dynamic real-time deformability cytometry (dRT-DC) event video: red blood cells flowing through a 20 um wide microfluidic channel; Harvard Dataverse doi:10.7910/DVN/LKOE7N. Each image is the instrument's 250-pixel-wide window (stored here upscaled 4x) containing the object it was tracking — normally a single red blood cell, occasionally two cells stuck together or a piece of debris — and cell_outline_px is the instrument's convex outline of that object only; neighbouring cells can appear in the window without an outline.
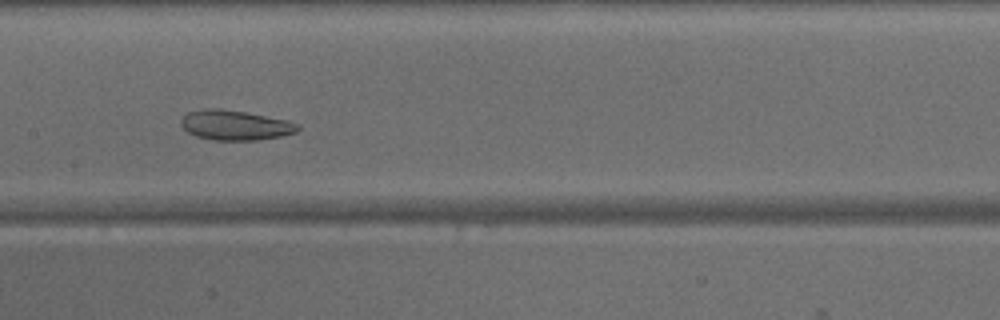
{"species": "common noctule bat (a hibernating species)", "species_latin": "Nyctalus noctula", "temperature_condition": "warm", "stored_images_in_passage": 33, "camera_frame_rate_fps": 3000, "um_per_image_px": 0.085, "animal": {"sex": "male", "body_mass_g": 15.6}, "frame": {"image": 1, "passage_image": 9, "time_ms": 2.667, "image_size_px": [1000, 320], "cell_outline_px": [[300, 128], [296, 132], [280, 136], [256, 140], [216, 140], [196, 136], [188, 132], [180, 124], [180, 120], [188, 112], [204, 108], [220, 108], [244, 112], [288, 120], [300, 124]], "centroid_in_image_um": [19.99, 10.63], "position_along_channel_um": 187.4, "area_um2": 20.29}}
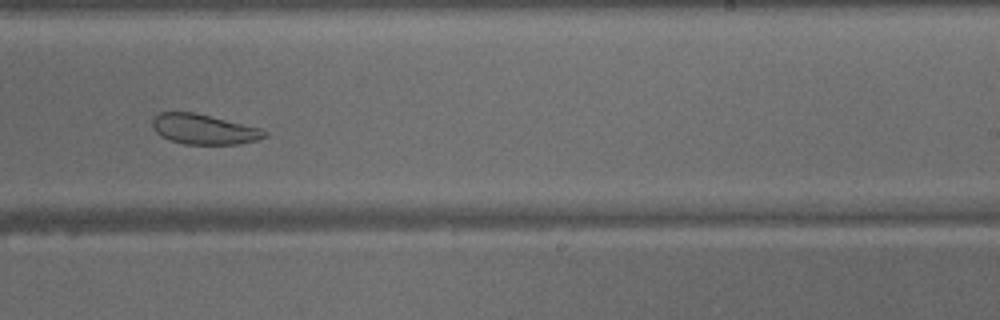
{"frame": {"image": 2, "passage_image": 15, "time_ms": 4.667, "image_size_px": [1000, 320], "cell_outline_px": [[268, 136], [256, 140], [236, 144], [184, 144], [168, 140], [160, 136], [152, 128], [152, 120], [160, 112], [192, 112], [264, 128], [268, 132]], "centroid_in_image_um": [17.35, 10.99], "position_along_channel_um": 271.7, "area_um2": 19.83}}
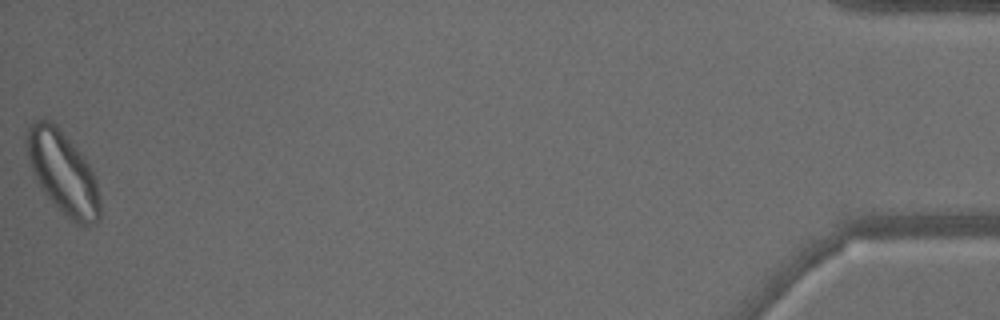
{"frame": {"image": 3, "passage_image": 33, "time_ms": 10.667, "image_size_px": [1000, 320], "cell_outline_px": [[100, 220], [88, 224], [76, 224], [40, 188], [36, 180], [28, 160], [24, 144], [24, 136], [28, 128], [36, 120], [44, 116], [52, 120], [56, 124], [80, 152], [96, 176], [100, 196]], "centroid_in_image_um": [5.32, 14.59], "position_along_channel_um": 429.9, "area_um2": 35.37}}